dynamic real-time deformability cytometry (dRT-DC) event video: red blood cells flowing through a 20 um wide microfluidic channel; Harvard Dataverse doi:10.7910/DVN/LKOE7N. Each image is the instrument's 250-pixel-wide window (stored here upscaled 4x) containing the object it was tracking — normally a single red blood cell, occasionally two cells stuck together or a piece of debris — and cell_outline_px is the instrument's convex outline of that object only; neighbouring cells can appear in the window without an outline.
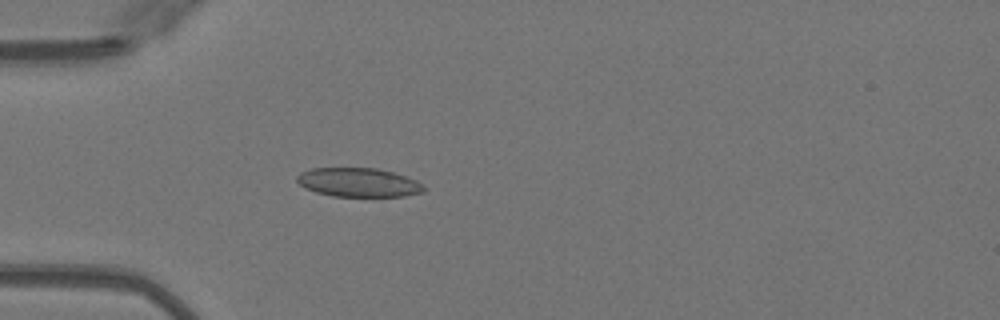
{"species": "Egyptian fruit bat (a non-hibernating species)", "species_latin": "Rousettus aegyptiacus", "temperature_condition": "warm", "stored_images_in_passage": 50, "camera_frame_rate_fps": 3000, "um_per_image_px": 0.085, "animal": {"sex": "female"}, "frame": {"image": 1, "passage_image": 15, "time_ms": 4.667, "image_size_px": [1000, 320], "cell_outline_px": [[424, 192], [404, 196], [332, 196], [316, 192], [304, 188], [296, 180], [296, 176], [300, 172], [312, 168], [376, 168], [392, 172], [416, 180], [424, 184]], "centroid_in_image_um": [30.45, 15.5], "position_along_channel_um": 54.5, "area_um2": 21.39}}
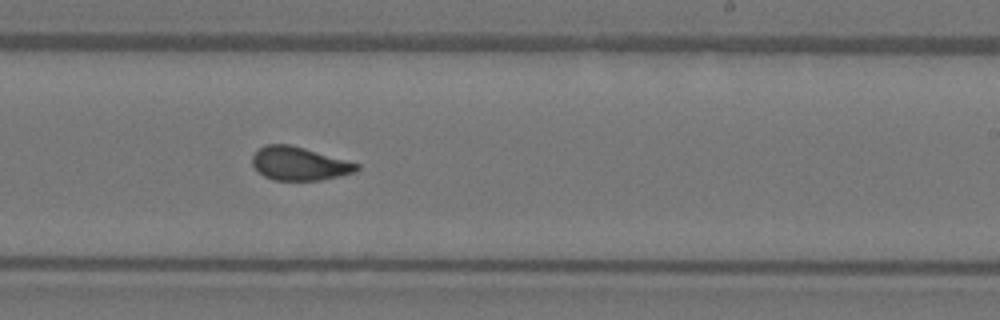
{"frame": {"image": 2, "passage_image": 31, "time_ms": 10.0, "image_size_px": [1000, 320], "cell_outline_px": [[360, 168], [356, 172], [340, 176], [320, 180], [272, 180], [264, 176], [252, 164], [252, 156], [264, 144], [288, 144], [304, 148], [360, 164]], "centroid_in_image_um": [25.45, 13.91], "position_along_channel_um": 263.6, "area_um2": 20.23}}
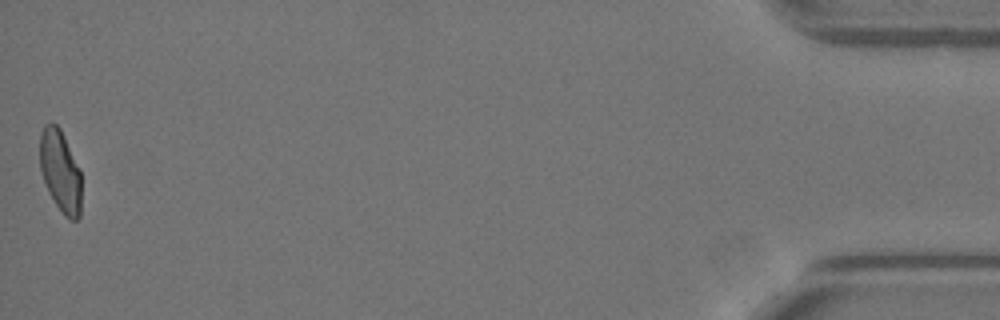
{"frame": {"image": 3, "passage_image": 50, "time_ms": 16.333, "image_size_px": [1000, 320], "cell_outline_px": [[80, 216], [76, 220], [72, 220], [64, 216], [48, 192], [40, 168], [40, 132], [44, 124], [56, 124], [60, 128], [80, 168]], "centroid_in_image_um": [5.12, 14.54], "position_along_channel_um": 430.1, "area_um2": 19.77}, "authors_computed_cell_mechanics": {"area_um2": 21.0103, "velocity_mm_per_s": 4.0771, "shape_relaxation_time_tau1_ms": 7.757, "shape_relaxation_time_tau2_ms": null, "deformation_change_tau1": 0.1962, "deformation_change_tau2": null}}